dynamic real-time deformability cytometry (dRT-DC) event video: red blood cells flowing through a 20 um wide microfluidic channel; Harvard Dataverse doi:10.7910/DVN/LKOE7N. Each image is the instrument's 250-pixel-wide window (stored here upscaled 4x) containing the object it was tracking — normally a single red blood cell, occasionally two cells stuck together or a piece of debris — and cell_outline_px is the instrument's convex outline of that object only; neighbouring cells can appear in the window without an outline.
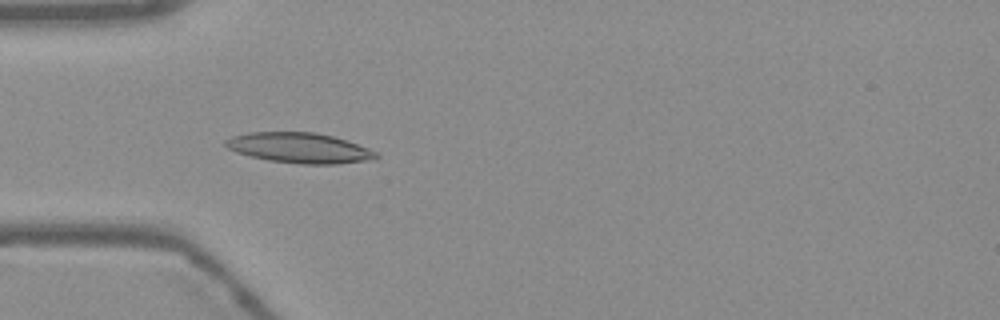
{"species": "Egyptian fruit bat (a non-hibernating species)", "species_latin": "Rousettus aegyptiacus", "temperature_condition": "warm", "stored_images_in_passage": 53, "camera_frame_rate_fps": 3000, "um_per_image_px": 0.085, "frame": {"image": 1, "passage_image": 16, "time_ms": 5.0, "image_size_px": [1000, 320], "cell_outline_px": [[380, 156], [376, 160], [340, 164], [300, 164], [268, 160], [236, 152], [228, 148], [224, 144], [224, 140], [232, 136], [248, 132], [316, 132], [348, 140], [368, 148], [376, 152]], "centroid_in_image_um": [25.5, 12.58], "position_along_channel_um": 59.5, "area_um2": 26.82}}
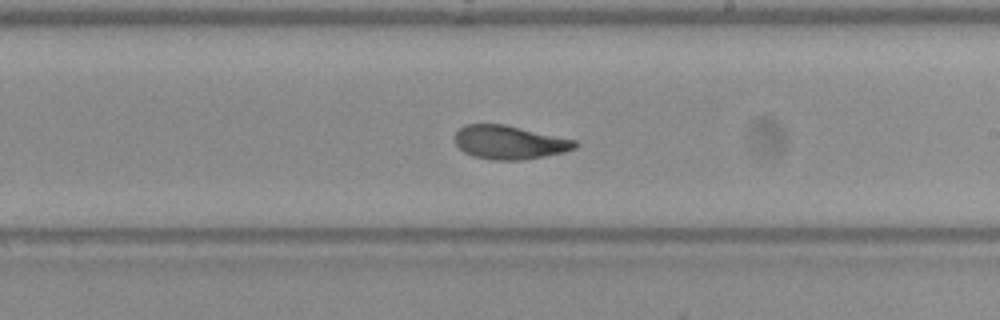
{"frame": {"image": 2, "passage_image": 31, "time_ms": 10.0, "image_size_px": [1000, 320], "cell_outline_px": [[580, 144], [576, 148], [564, 152], [544, 156], [520, 160], [492, 160], [472, 156], [464, 152], [456, 144], [456, 132], [464, 124], [504, 124], [576, 140]], "centroid_in_image_um": [43.32, 12.1], "position_along_channel_um": 245.7, "area_um2": 23.52}}
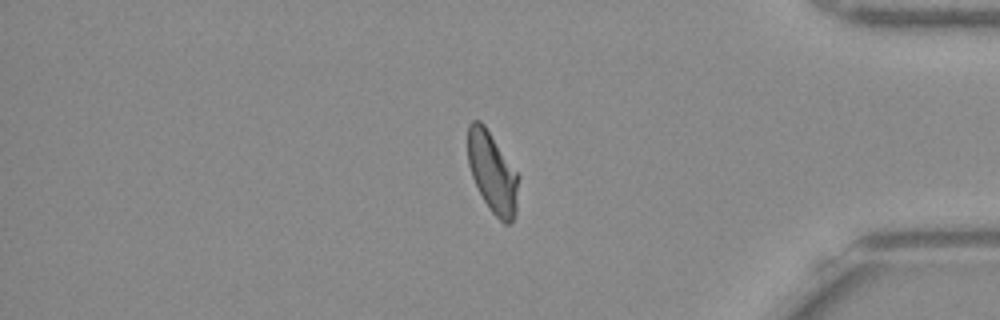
{"frame": {"image": 3, "passage_image": 45, "time_ms": 14.667, "image_size_px": [1000, 320], "cell_outline_px": [[520, 176], [516, 212], [512, 220], [508, 224], [504, 224], [488, 208], [472, 176], [468, 164], [468, 124], [472, 120], [480, 120], [484, 124]], "centroid_in_image_um": [41.87, 14.66], "position_along_channel_um": 393.3, "area_um2": 23.81}, "authors_computed_cell_mechanics": {"area_um2": 24.3338, "velocity_mm_per_s": 3.7618, "shape_relaxation_time_tau1_ms": 7.6033, "shape_relaxation_time_tau2_ms": 1.378, "deformation_change_tau1": 0.1803, "deformation_change_tau2": 0.0774}}